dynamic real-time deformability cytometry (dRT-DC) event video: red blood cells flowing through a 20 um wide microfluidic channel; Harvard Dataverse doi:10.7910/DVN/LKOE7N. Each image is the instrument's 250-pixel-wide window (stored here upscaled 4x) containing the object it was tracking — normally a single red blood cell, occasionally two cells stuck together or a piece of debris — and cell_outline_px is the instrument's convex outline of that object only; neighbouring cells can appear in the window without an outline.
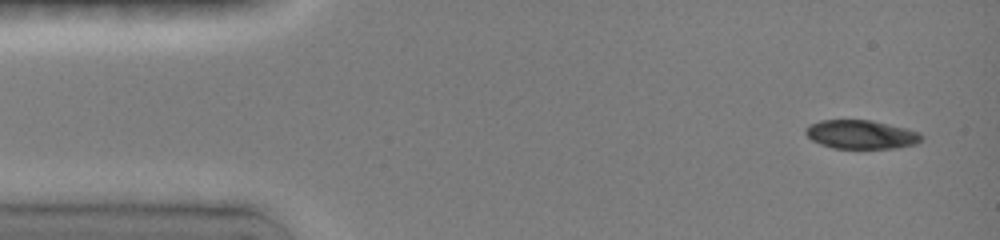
{"species": "common noctule bat (a hibernating species)", "species_latin": "Nyctalus noctula", "temperature_condition": "room temperature", "stored_images_in_passage": 5, "camera_frame_rate_fps": 3000, "um_per_image_px": 0.085, "animal": {"sex": "female", "body_mass_g": 19.0, "forearm_length_mm": 51.5}, "frame": {"image": 1, "passage_image": 1, "time_ms": 0.0, "image_size_px": [1000, 240], "cell_outline_px": [[924, 136], [916, 144], [896, 148], [832, 148], [820, 144], [812, 140], [804, 132], [804, 128], [808, 124], [820, 120], [872, 120], [908, 128], [920, 132]], "centroid_in_image_um": [73.19, 11.42], "position_along_channel_um": 11.8, "area_um2": 19.65}}
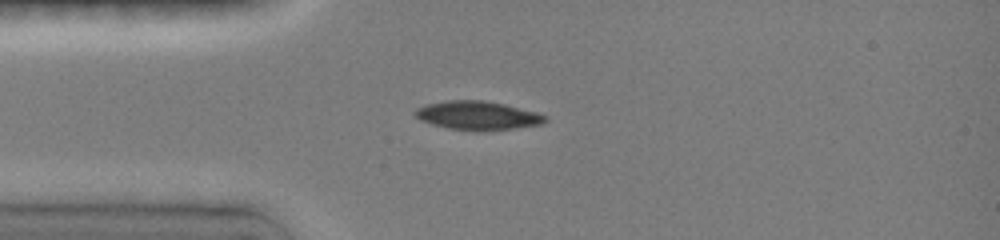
{"frame": {"image": 2, "passage_image": 4, "time_ms": 3.0, "image_size_px": [1000, 240], "cell_outline_px": [[548, 120], [540, 124], [516, 128], [484, 132], [480, 132], [448, 128], [432, 124], [420, 120], [412, 112], [416, 108], [424, 104], [444, 100], [484, 100], [504, 104], [540, 112], [548, 116]], "centroid_in_image_um": [40.6, 9.82], "position_along_channel_um": 44.4, "area_um2": 22.31}}